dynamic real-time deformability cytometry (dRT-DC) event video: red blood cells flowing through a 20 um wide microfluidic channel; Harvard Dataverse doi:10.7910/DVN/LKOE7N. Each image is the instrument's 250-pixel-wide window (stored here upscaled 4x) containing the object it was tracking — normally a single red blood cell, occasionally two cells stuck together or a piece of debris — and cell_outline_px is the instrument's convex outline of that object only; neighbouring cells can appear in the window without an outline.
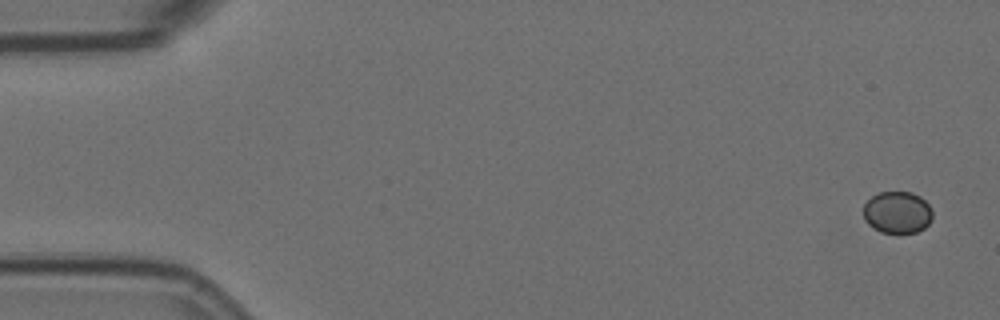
{"species": "Egyptian fruit bat (a non-hibernating species)", "species_latin": "Rousettus aegyptiacus", "temperature_condition": "room temperature", "stored_images_in_passage": 6, "camera_frame_rate_fps": 3000, "um_per_image_px": 0.085, "animal": {"sex": "female"}, "frame": {"image": 1, "passage_image": 1, "time_ms": 0.0, "image_size_px": [1000, 320], "cell_outline_px": [[932, 220], [924, 228], [916, 232], [900, 236], [880, 232], [872, 228], [864, 220], [864, 204], [872, 196], [880, 192], [912, 192], [920, 196], [928, 204], [932, 212]], "centroid_in_image_um": [76.27, 18.1], "position_along_channel_um": 8.7, "area_um2": 17.4}}
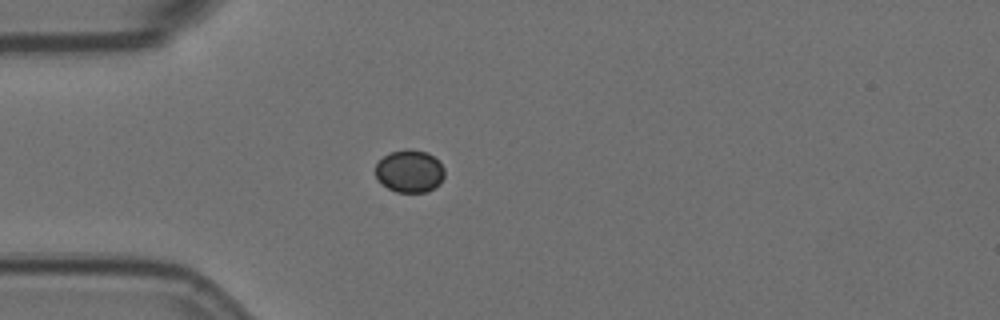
{"frame": {"image": 2, "passage_image": 5, "time_ms": 1.333, "image_size_px": [1000, 320], "cell_outline_px": [[444, 176], [440, 184], [428, 192], [396, 192], [388, 188], [376, 180], [376, 164], [388, 152], [404, 148], [412, 148], [428, 152], [444, 168]], "centroid_in_image_um": [34.8, 14.54], "position_along_channel_um": 50.2, "area_um2": 17.4}}